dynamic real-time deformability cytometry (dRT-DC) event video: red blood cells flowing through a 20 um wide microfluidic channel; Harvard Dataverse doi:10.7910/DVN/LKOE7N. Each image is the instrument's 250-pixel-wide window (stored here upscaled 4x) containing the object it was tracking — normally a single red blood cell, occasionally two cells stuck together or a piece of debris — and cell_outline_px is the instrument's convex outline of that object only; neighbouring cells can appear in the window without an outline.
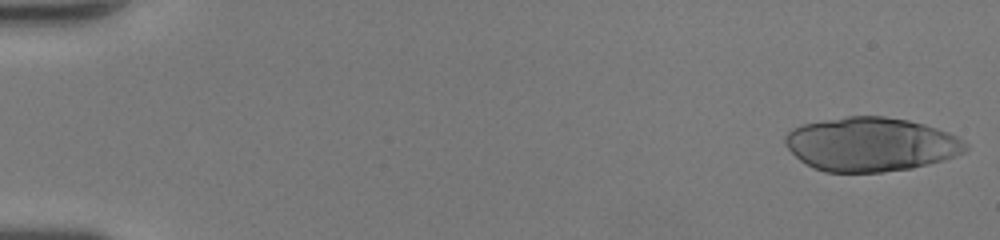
{"species": "human", "species_latin": "Homo sapiens", "temperature_condition": "room temperature", "stored_images_in_passage": 19, "camera_frame_rate_fps": 3000, "um_per_image_px": 0.085, "donor": {"sex": "female"}, "frame": {"image": 1, "passage_image": 1, "time_ms": 0.0, "image_size_px": [1000, 240], "cell_outline_px": [[968, 148], [964, 152], [944, 160], [912, 168], [884, 172], [824, 172], [812, 168], [800, 160], [784, 144], [784, 136], [792, 128], [804, 124], [824, 120], [848, 116], [884, 116], [908, 120], [924, 124], [948, 132], [964, 140], [968, 144]], "centroid_in_image_um": [74.02, 12.27], "position_along_channel_um": 11.0, "area_um2": 56.88}}